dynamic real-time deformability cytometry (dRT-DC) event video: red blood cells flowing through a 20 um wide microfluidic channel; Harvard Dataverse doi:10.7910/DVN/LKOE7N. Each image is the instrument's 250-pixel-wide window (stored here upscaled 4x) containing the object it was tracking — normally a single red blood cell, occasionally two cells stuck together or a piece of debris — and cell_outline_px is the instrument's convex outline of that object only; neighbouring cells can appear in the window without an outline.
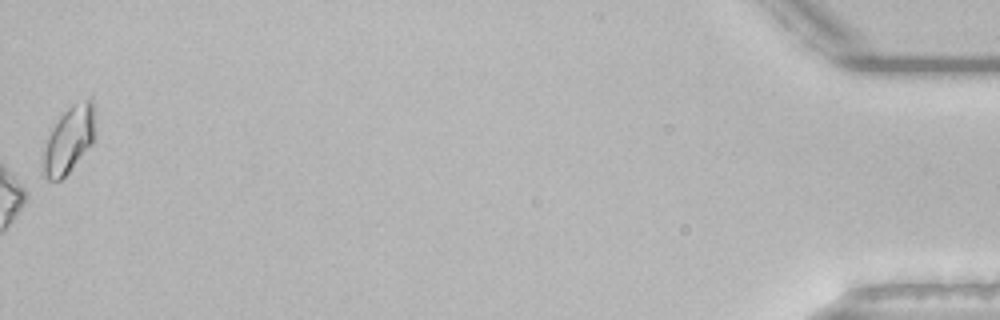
{"species": "common noctule bat (a hibernating species)", "species_latin": "Nyctalus noctula", "temperature_condition": "room temperature", "stored_images_in_passage": 53, "camera_frame_rate_fps": 3000, "um_per_image_px": 0.085, "animal": {"sex": "male", "body_mass_g": 21.5, "forearm_length_mm": 52.0}, "frame": {"image": 1, "passage_image": 53, "time_ms": 17.333, "image_size_px": [1000, 320], "cell_outline_px": [[96, 132], [92, 144], [68, 172], [60, 180], [48, 180], [40, 176], [40, 172], [44, 152], [48, 136], [52, 128], [60, 116], [72, 104], [84, 100], [92, 100], [96, 108]], "centroid_in_image_um": [5.87, 11.89], "position_along_channel_um": 429.3, "area_um2": 20.58}}